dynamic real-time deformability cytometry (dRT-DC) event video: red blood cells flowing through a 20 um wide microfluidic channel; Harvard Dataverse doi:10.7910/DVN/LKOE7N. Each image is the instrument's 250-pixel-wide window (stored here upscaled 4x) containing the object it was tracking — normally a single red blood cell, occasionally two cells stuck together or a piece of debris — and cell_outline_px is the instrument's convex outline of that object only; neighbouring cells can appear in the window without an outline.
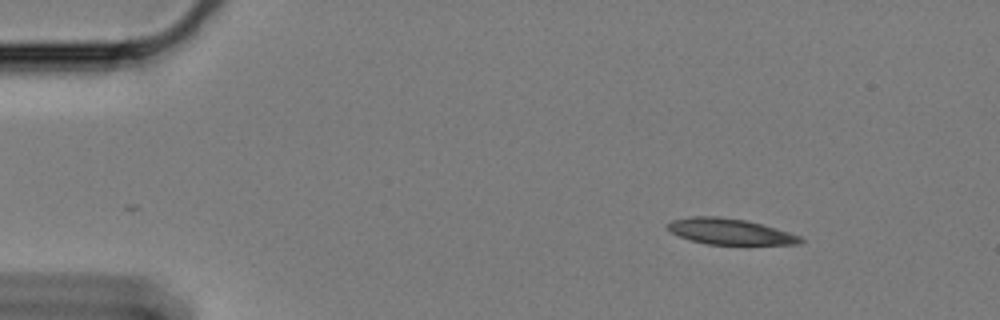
{"species": "Egyptian fruit bat (a non-hibernating species)", "species_latin": "Rousettus aegyptiacus", "temperature_condition": "cold", "stored_images_in_passage": 53, "camera_frame_rate_fps": 3000, "um_per_image_px": 0.085, "animal": {"sex": "female"}, "frame": {"image": 1, "passage_image": 1, "time_ms": 0.0, "image_size_px": [1000, 320], "cell_outline_px": [[804, 240], [800, 244], [708, 244], [692, 240], [680, 236], [672, 232], [668, 228], [668, 224], [672, 220], [692, 216], [720, 216], [744, 220], [776, 228], [800, 236]], "centroid_in_image_um": [62.05, 19.67], "position_along_channel_um": 22.9, "area_um2": 19.65}}
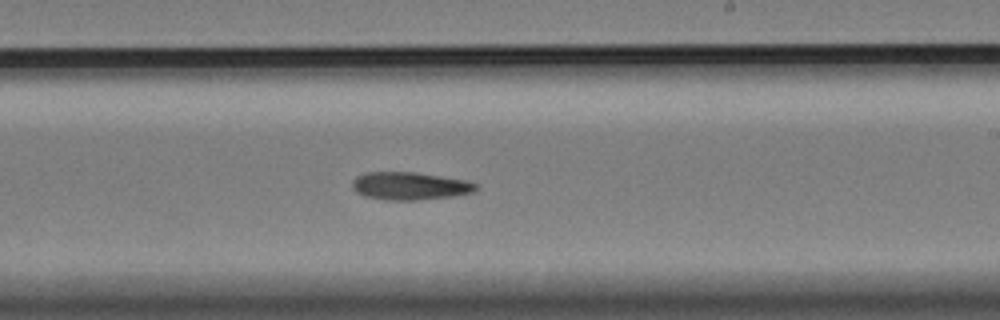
{"frame": {"image": 2, "passage_image": 29, "time_ms": 9.333, "image_size_px": [1000, 320], "cell_outline_px": [[480, 184], [476, 192], [452, 196], [416, 200], [384, 200], [364, 196], [356, 192], [352, 188], [352, 180], [356, 176], [364, 172], [416, 172], [468, 180]], "centroid_in_image_um": [34.86, 15.8], "position_along_channel_um": 254.1, "area_um2": 20.4}}
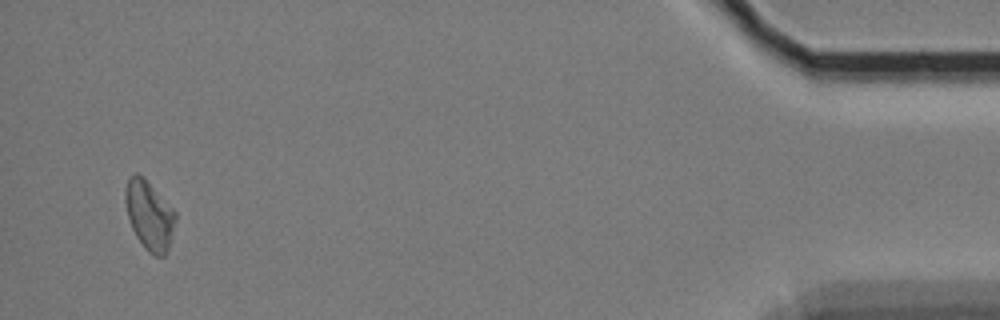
{"frame": {"image": 3, "passage_image": 51, "time_ms": 16.667, "image_size_px": [1000, 320], "cell_outline_px": [[176, 220], [168, 248], [164, 256], [156, 256], [148, 252], [144, 248], [136, 236], [132, 228], [128, 216], [124, 200], [124, 192], [128, 180], [136, 172], [144, 176], [176, 212]], "centroid_in_image_um": [12.69, 18.28], "position_along_channel_um": 422.5, "area_um2": 20.17}, "authors_computed_cell_mechanics": {"area_um2": 20.4034, "velocity_mm_per_s": 3.3192, "shape_relaxation_time_tau1_ms": 8.2674, "shape_relaxation_time_tau2_ms": null, "deformation_change_tau1": 0.1345, "deformation_change_tau2": null}}